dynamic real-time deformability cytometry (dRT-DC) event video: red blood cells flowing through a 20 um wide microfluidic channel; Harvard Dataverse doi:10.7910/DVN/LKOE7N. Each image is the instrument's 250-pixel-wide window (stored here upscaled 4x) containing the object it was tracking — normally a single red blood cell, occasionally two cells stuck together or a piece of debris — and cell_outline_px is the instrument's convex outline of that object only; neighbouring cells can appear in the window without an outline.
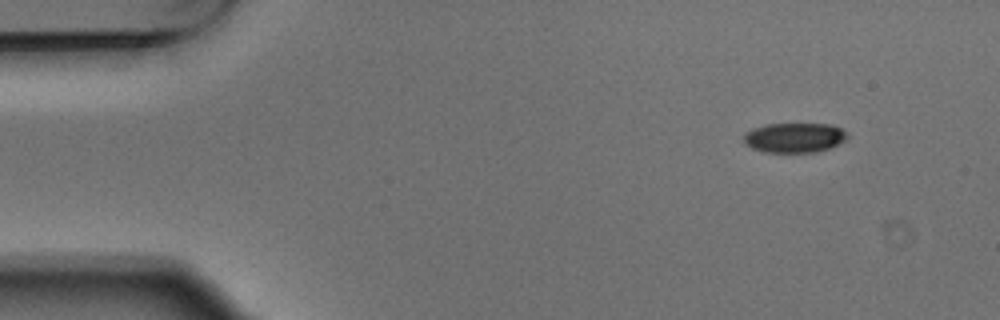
{"species": "Egyptian fruit bat (a non-hibernating species)", "species_latin": "Rousettus aegyptiacus", "temperature_condition": "warm", "stored_images_in_passage": 9, "camera_frame_rate_fps": 3000, "um_per_image_px": 0.085, "animal": {"sex": "male"}, "frame": {"image": 1, "passage_image": 1, "time_ms": 0.0, "image_size_px": [1000, 320], "cell_outline_px": [[848, 136], [844, 140], [828, 148], [812, 152], [764, 152], [752, 148], [744, 144], [744, 136], [752, 128], [768, 124], [832, 124], [848, 132]], "centroid_in_image_um": [67.51, 11.69], "position_along_channel_um": 17.5, "area_um2": 17.8}}
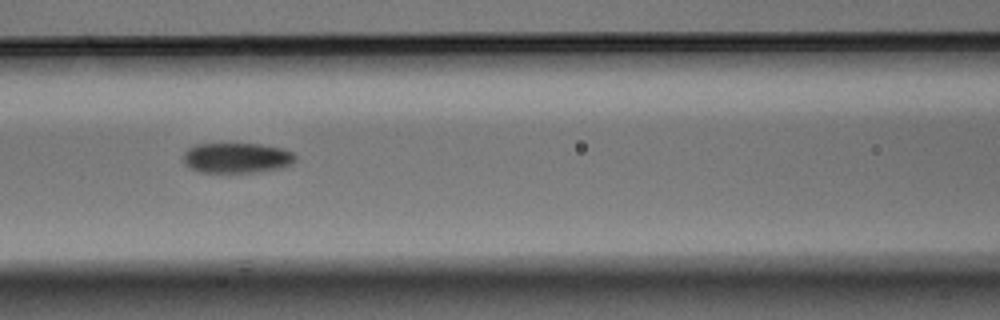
{"frame": {"image": 2, "passage_image": 6, "time_ms": 1.667, "image_size_px": [1000, 320], "cell_outline_px": [[296, 160], [292, 164], [280, 168], [260, 172], [196, 172], [188, 168], [184, 164], [184, 152], [188, 148], [196, 144], [260, 144], [284, 148], [292, 152], [296, 156]], "centroid_in_image_um": [20.13, 13.43], "position_along_channel_um": 146.5, "area_um2": 20.0}}
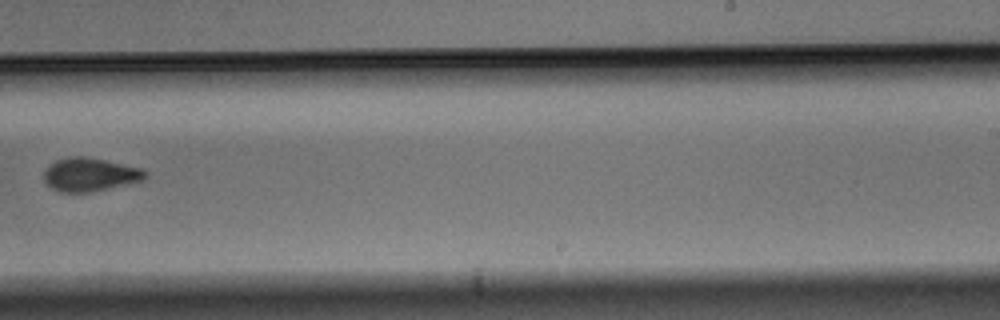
{"frame": {"image": 3, "passage_image": 9, "time_ms": 2.667, "image_size_px": [1000, 320], "cell_outline_px": [[148, 176], [144, 180], [88, 192], [60, 192], [52, 188], [44, 180], [44, 172], [48, 164], [56, 160], [68, 156], [84, 156], [144, 168], [148, 172]], "centroid_in_image_um": [7.65, 14.82], "position_along_channel_um": 281.3, "area_um2": 19.77}}